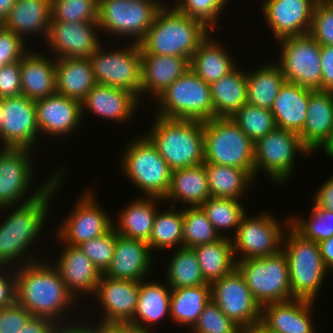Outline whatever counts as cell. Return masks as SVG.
I'll use <instances>...</instances> for the list:
<instances>
[{
	"label": "cell",
	"mask_w": 333,
	"mask_h": 333,
	"mask_svg": "<svg viewBox=\"0 0 333 333\" xmlns=\"http://www.w3.org/2000/svg\"><path fill=\"white\" fill-rule=\"evenodd\" d=\"M15 282L16 303L33 316L48 318L59 326L72 324L62 317L66 312L69 315L68 310L79 301L67 289L52 262L43 259L15 267Z\"/></svg>",
	"instance_id": "obj_1"
},
{
	"label": "cell",
	"mask_w": 333,
	"mask_h": 333,
	"mask_svg": "<svg viewBox=\"0 0 333 333\" xmlns=\"http://www.w3.org/2000/svg\"><path fill=\"white\" fill-rule=\"evenodd\" d=\"M63 176H65V173H59L39 196L27 203L18 205V207L16 205V208H13V211L7 214L6 219L0 224V266L12 267L13 265L14 267L20 260H22L20 265H17L21 266L22 264L23 266L41 260L35 258V256L30 257L26 253L29 252L28 250L31 247L33 250V244L37 237L39 239L41 237L40 233L44 231H41V229L45 227V222L48 221L46 218L50 210V202L54 199V194L59 191L62 185L61 182L64 180ZM24 255L29 257L25 258Z\"/></svg>",
	"instance_id": "obj_2"
},
{
	"label": "cell",
	"mask_w": 333,
	"mask_h": 333,
	"mask_svg": "<svg viewBox=\"0 0 333 333\" xmlns=\"http://www.w3.org/2000/svg\"><path fill=\"white\" fill-rule=\"evenodd\" d=\"M210 33L214 34L200 20L164 3L138 45L141 54L179 56L190 60Z\"/></svg>",
	"instance_id": "obj_3"
},
{
	"label": "cell",
	"mask_w": 333,
	"mask_h": 333,
	"mask_svg": "<svg viewBox=\"0 0 333 333\" xmlns=\"http://www.w3.org/2000/svg\"><path fill=\"white\" fill-rule=\"evenodd\" d=\"M150 126L145 135L171 170L204 163L202 121L165 118L155 114L154 122Z\"/></svg>",
	"instance_id": "obj_4"
},
{
	"label": "cell",
	"mask_w": 333,
	"mask_h": 333,
	"mask_svg": "<svg viewBox=\"0 0 333 333\" xmlns=\"http://www.w3.org/2000/svg\"><path fill=\"white\" fill-rule=\"evenodd\" d=\"M289 268L292 299L315 301L330 270L321 258L319 243L304 238L291 225L282 243Z\"/></svg>",
	"instance_id": "obj_5"
},
{
	"label": "cell",
	"mask_w": 333,
	"mask_h": 333,
	"mask_svg": "<svg viewBox=\"0 0 333 333\" xmlns=\"http://www.w3.org/2000/svg\"><path fill=\"white\" fill-rule=\"evenodd\" d=\"M119 165L123 174L142 192V197L164 199L168 193L172 170L155 145L144 134L127 143Z\"/></svg>",
	"instance_id": "obj_6"
},
{
	"label": "cell",
	"mask_w": 333,
	"mask_h": 333,
	"mask_svg": "<svg viewBox=\"0 0 333 333\" xmlns=\"http://www.w3.org/2000/svg\"><path fill=\"white\" fill-rule=\"evenodd\" d=\"M204 163L247 170L254 177V142L231 118L203 122Z\"/></svg>",
	"instance_id": "obj_7"
},
{
	"label": "cell",
	"mask_w": 333,
	"mask_h": 333,
	"mask_svg": "<svg viewBox=\"0 0 333 333\" xmlns=\"http://www.w3.org/2000/svg\"><path fill=\"white\" fill-rule=\"evenodd\" d=\"M157 115L165 118L208 121L214 118L210 84L190 68L176 79L159 97Z\"/></svg>",
	"instance_id": "obj_8"
},
{
	"label": "cell",
	"mask_w": 333,
	"mask_h": 333,
	"mask_svg": "<svg viewBox=\"0 0 333 333\" xmlns=\"http://www.w3.org/2000/svg\"><path fill=\"white\" fill-rule=\"evenodd\" d=\"M30 151L32 150L29 148L0 146V210L3 209L2 211L35 199L53 182L59 173L65 172L64 167L66 166L62 165V168L51 173V178L46 179V182L43 185L40 184V187L30 195L28 192L35 170L33 169L35 166H33L34 162H32Z\"/></svg>",
	"instance_id": "obj_9"
},
{
	"label": "cell",
	"mask_w": 333,
	"mask_h": 333,
	"mask_svg": "<svg viewBox=\"0 0 333 333\" xmlns=\"http://www.w3.org/2000/svg\"><path fill=\"white\" fill-rule=\"evenodd\" d=\"M236 269L261 307L292 299L288 262L282 250L263 258L236 261Z\"/></svg>",
	"instance_id": "obj_10"
},
{
	"label": "cell",
	"mask_w": 333,
	"mask_h": 333,
	"mask_svg": "<svg viewBox=\"0 0 333 333\" xmlns=\"http://www.w3.org/2000/svg\"><path fill=\"white\" fill-rule=\"evenodd\" d=\"M254 145V178L263 171L277 185L293 177L291 175L298 153L304 156L310 154L297 133L278 127L258 139Z\"/></svg>",
	"instance_id": "obj_11"
},
{
	"label": "cell",
	"mask_w": 333,
	"mask_h": 333,
	"mask_svg": "<svg viewBox=\"0 0 333 333\" xmlns=\"http://www.w3.org/2000/svg\"><path fill=\"white\" fill-rule=\"evenodd\" d=\"M165 1L98 0L97 23L100 32L139 43L151 27ZM135 38V39H134Z\"/></svg>",
	"instance_id": "obj_12"
},
{
	"label": "cell",
	"mask_w": 333,
	"mask_h": 333,
	"mask_svg": "<svg viewBox=\"0 0 333 333\" xmlns=\"http://www.w3.org/2000/svg\"><path fill=\"white\" fill-rule=\"evenodd\" d=\"M286 220L280 223L278 218L268 212L258 216H248L246 213L231 237L235 260L258 259L279 253L284 233L290 225V217Z\"/></svg>",
	"instance_id": "obj_13"
},
{
	"label": "cell",
	"mask_w": 333,
	"mask_h": 333,
	"mask_svg": "<svg viewBox=\"0 0 333 333\" xmlns=\"http://www.w3.org/2000/svg\"><path fill=\"white\" fill-rule=\"evenodd\" d=\"M103 44L88 57L96 84L132 92L141 103V49L131 43L111 51ZM105 50V51H104ZM107 50V52H106ZM109 50V52H108Z\"/></svg>",
	"instance_id": "obj_14"
},
{
	"label": "cell",
	"mask_w": 333,
	"mask_h": 333,
	"mask_svg": "<svg viewBox=\"0 0 333 333\" xmlns=\"http://www.w3.org/2000/svg\"><path fill=\"white\" fill-rule=\"evenodd\" d=\"M277 63L286 82L311 90H321V46L310 35L290 36L277 41Z\"/></svg>",
	"instance_id": "obj_15"
},
{
	"label": "cell",
	"mask_w": 333,
	"mask_h": 333,
	"mask_svg": "<svg viewBox=\"0 0 333 333\" xmlns=\"http://www.w3.org/2000/svg\"><path fill=\"white\" fill-rule=\"evenodd\" d=\"M84 192L72 211L60 222L55 238L58 243L78 247L88 240L105 235L113 228L112 217L98 204L93 188Z\"/></svg>",
	"instance_id": "obj_16"
},
{
	"label": "cell",
	"mask_w": 333,
	"mask_h": 333,
	"mask_svg": "<svg viewBox=\"0 0 333 333\" xmlns=\"http://www.w3.org/2000/svg\"><path fill=\"white\" fill-rule=\"evenodd\" d=\"M211 299L242 330L261 321V306L236 268L211 284Z\"/></svg>",
	"instance_id": "obj_17"
},
{
	"label": "cell",
	"mask_w": 333,
	"mask_h": 333,
	"mask_svg": "<svg viewBox=\"0 0 333 333\" xmlns=\"http://www.w3.org/2000/svg\"><path fill=\"white\" fill-rule=\"evenodd\" d=\"M98 31L97 22H58L51 19L45 44L55 59L88 58L103 44Z\"/></svg>",
	"instance_id": "obj_18"
},
{
	"label": "cell",
	"mask_w": 333,
	"mask_h": 333,
	"mask_svg": "<svg viewBox=\"0 0 333 333\" xmlns=\"http://www.w3.org/2000/svg\"><path fill=\"white\" fill-rule=\"evenodd\" d=\"M2 147L33 149L42 137L37 125L35 100L24 95L2 98ZM40 135V136H39Z\"/></svg>",
	"instance_id": "obj_19"
},
{
	"label": "cell",
	"mask_w": 333,
	"mask_h": 333,
	"mask_svg": "<svg viewBox=\"0 0 333 333\" xmlns=\"http://www.w3.org/2000/svg\"><path fill=\"white\" fill-rule=\"evenodd\" d=\"M298 135L310 154L322 148L333 159V92L310 89L307 117Z\"/></svg>",
	"instance_id": "obj_20"
},
{
	"label": "cell",
	"mask_w": 333,
	"mask_h": 333,
	"mask_svg": "<svg viewBox=\"0 0 333 333\" xmlns=\"http://www.w3.org/2000/svg\"><path fill=\"white\" fill-rule=\"evenodd\" d=\"M138 294L139 282L109 278L102 274L94 293L96 302L102 308L99 323L128 324L133 319Z\"/></svg>",
	"instance_id": "obj_21"
},
{
	"label": "cell",
	"mask_w": 333,
	"mask_h": 333,
	"mask_svg": "<svg viewBox=\"0 0 333 333\" xmlns=\"http://www.w3.org/2000/svg\"><path fill=\"white\" fill-rule=\"evenodd\" d=\"M319 0H263L262 11L276 41L309 34Z\"/></svg>",
	"instance_id": "obj_22"
},
{
	"label": "cell",
	"mask_w": 333,
	"mask_h": 333,
	"mask_svg": "<svg viewBox=\"0 0 333 333\" xmlns=\"http://www.w3.org/2000/svg\"><path fill=\"white\" fill-rule=\"evenodd\" d=\"M39 133L50 137L72 134L83 121L81 102L54 93L35 100Z\"/></svg>",
	"instance_id": "obj_23"
},
{
	"label": "cell",
	"mask_w": 333,
	"mask_h": 333,
	"mask_svg": "<svg viewBox=\"0 0 333 333\" xmlns=\"http://www.w3.org/2000/svg\"><path fill=\"white\" fill-rule=\"evenodd\" d=\"M152 257V251L146 241L117 234L113 258L103 275L140 282L152 272Z\"/></svg>",
	"instance_id": "obj_24"
},
{
	"label": "cell",
	"mask_w": 333,
	"mask_h": 333,
	"mask_svg": "<svg viewBox=\"0 0 333 333\" xmlns=\"http://www.w3.org/2000/svg\"><path fill=\"white\" fill-rule=\"evenodd\" d=\"M313 304L296 298L266 304L261 307L260 323L274 333H317L311 314Z\"/></svg>",
	"instance_id": "obj_25"
},
{
	"label": "cell",
	"mask_w": 333,
	"mask_h": 333,
	"mask_svg": "<svg viewBox=\"0 0 333 333\" xmlns=\"http://www.w3.org/2000/svg\"><path fill=\"white\" fill-rule=\"evenodd\" d=\"M62 248L63 250L58 259L54 261L53 266L57 269L67 289L79 301L80 296L94 295L102 275L100 271L78 247L63 244Z\"/></svg>",
	"instance_id": "obj_26"
},
{
	"label": "cell",
	"mask_w": 333,
	"mask_h": 333,
	"mask_svg": "<svg viewBox=\"0 0 333 333\" xmlns=\"http://www.w3.org/2000/svg\"><path fill=\"white\" fill-rule=\"evenodd\" d=\"M139 99L130 91L96 84L81 102L82 117L88 112L104 118V120L129 122L135 116Z\"/></svg>",
	"instance_id": "obj_27"
},
{
	"label": "cell",
	"mask_w": 333,
	"mask_h": 333,
	"mask_svg": "<svg viewBox=\"0 0 333 333\" xmlns=\"http://www.w3.org/2000/svg\"><path fill=\"white\" fill-rule=\"evenodd\" d=\"M189 59L179 56L141 54V97H159L189 67Z\"/></svg>",
	"instance_id": "obj_28"
},
{
	"label": "cell",
	"mask_w": 333,
	"mask_h": 333,
	"mask_svg": "<svg viewBox=\"0 0 333 333\" xmlns=\"http://www.w3.org/2000/svg\"><path fill=\"white\" fill-rule=\"evenodd\" d=\"M22 95L32 100L56 93L55 58L52 60L37 51H28L21 57Z\"/></svg>",
	"instance_id": "obj_29"
},
{
	"label": "cell",
	"mask_w": 333,
	"mask_h": 333,
	"mask_svg": "<svg viewBox=\"0 0 333 333\" xmlns=\"http://www.w3.org/2000/svg\"><path fill=\"white\" fill-rule=\"evenodd\" d=\"M51 19V0H16L1 24L23 41L25 36L34 33L46 40Z\"/></svg>",
	"instance_id": "obj_30"
},
{
	"label": "cell",
	"mask_w": 333,
	"mask_h": 333,
	"mask_svg": "<svg viewBox=\"0 0 333 333\" xmlns=\"http://www.w3.org/2000/svg\"><path fill=\"white\" fill-rule=\"evenodd\" d=\"M164 284L145 280L139 282L137 307L128 325L151 331V326L159 324L165 316L170 318L171 289L166 282Z\"/></svg>",
	"instance_id": "obj_31"
},
{
	"label": "cell",
	"mask_w": 333,
	"mask_h": 333,
	"mask_svg": "<svg viewBox=\"0 0 333 333\" xmlns=\"http://www.w3.org/2000/svg\"><path fill=\"white\" fill-rule=\"evenodd\" d=\"M309 98L310 89L285 82L270 109L276 126L299 134L307 117Z\"/></svg>",
	"instance_id": "obj_32"
},
{
	"label": "cell",
	"mask_w": 333,
	"mask_h": 333,
	"mask_svg": "<svg viewBox=\"0 0 333 333\" xmlns=\"http://www.w3.org/2000/svg\"><path fill=\"white\" fill-rule=\"evenodd\" d=\"M211 197L203 164L172 170L168 193L163 200L182 203L185 207L201 206ZM176 201V202H175ZM186 204V205H185Z\"/></svg>",
	"instance_id": "obj_33"
},
{
	"label": "cell",
	"mask_w": 333,
	"mask_h": 333,
	"mask_svg": "<svg viewBox=\"0 0 333 333\" xmlns=\"http://www.w3.org/2000/svg\"><path fill=\"white\" fill-rule=\"evenodd\" d=\"M56 93L82 102L96 85L88 58L55 59Z\"/></svg>",
	"instance_id": "obj_34"
},
{
	"label": "cell",
	"mask_w": 333,
	"mask_h": 333,
	"mask_svg": "<svg viewBox=\"0 0 333 333\" xmlns=\"http://www.w3.org/2000/svg\"><path fill=\"white\" fill-rule=\"evenodd\" d=\"M163 201L157 197H141L134 199L118 214L117 223L113 222L116 233L127 238L148 241L151 236L152 227L156 213L157 203Z\"/></svg>",
	"instance_id": "obj_35"
},
{
	"label": "cell",
	"mask_w": 333,
	"mask_h": 333,
	"mask_svg": "<svg viewBox=\"0 0 333 333\" xmlns=\"http://www.w3.org/2000/svg\"><path fill=\"white\" fill-rule=\"evenodd\" d=\"M247 70L236 67L210 84L214 118H231L247 103Z\"/></svg>",
	"instance_id": "obj_36"
},
{
	"label": "cell",
	"mask_w": 333,
	"mask_h": 333,
	"mask_svg": "<svg viewBox=\"0 0 333 333\" xmlns=\"http://www.w3.org/2000/svg\"><path fill=\"white\" fill-rule=\"evenodd\" d=\"M212 38L211 33L193 53L190 69L208 84L221 79L237 65L224 46Z\"/></svg>",
	"instance_id": "obj_37"
},
{
	"label": "cell",
	"mask_w": 333,
	"mask_h": 333,
	"mask_svg": "<svg viewBox=\"0 0 333 333\" xmlns=\"http://www.w3.org/2000/svg\"><path fill=\"white\" fill-rule=\"evenodd\" d=\"M203 165L211 197L240 200L255 181V178L244 169L212 163H203Z\"/></svg>",
	"instance_id": "obj_38"
},
{
	"label": "cell",
	"mask_w": 333,
	"mask_h": 333,
	"mask_svg": "<svg viewBox=\"0 0 333 333\" xmlns=\"http://www.w3.org/2000/svg\"><path fill=\"white\" fill-rule=\"evenodd\" d=\"M202 276L207 284L220 280L236 268L231 237H221L218 241L194 246Z\"/></svg>",
	"instance_id": "obj_39"
},
{
	"label": "cell",
	"mask_w": 333,
	"mask_h": 333,
	"mask_svg": "<svg viewBox=\"0 0 333 333\" xmlns=\"http://www.w3.org/2000/svg\"><path fill=\"white\" fill-rule=\"evenodd\" d=\"M272 62L247 71V103L269 110L286 82L278 61Z\"/></svg>",
	"instance_id": "obj_40"
},
{
	"label": "cell",
	"mask_w": 333,
	"mask_h": 333,
	"mask_svg": "<svg viewBox=\"0 0 333 333\" xmlns=\"http://www.w3.org/2000/svg\"><path fill=\"white\" fill-rule=\"evenodd\" d=\"M211 299V284L171 290L170 319L192 328Z\"/></svg>",
	"instance_id": "obj_41"
},
{
	"label": "cell",
	"mask_w": 333,
	"mask_h": 333,
	"mask_svg": "<svg viewBox=\"0 0 333 333\" xmlns=\"http://www.w3.org/2000/svg\"><path fill=\"white\" fill-rule=\"evenodd\" d=\"M170 257L165 280L171 290L207 284L193 248H176Z\"/></svg>",
	"instance_id": "obj_42"
},
{
	"label": "cell",
	"mask_w": 333,
	"mask_h": 333,
	"mask_svg": "<svg viewBox=\"0 0 333 333\" xmlns=\"http://www.w3.org/2000/svg\"><path fill=\"white\" fill-rule=\"evenodd\" d=\"M174 209L175 206L170 205L168 210L157 211L151 236L147 241L152 253L154 250L183 247V209Z\"/></svg>",
	"instance_id": "obj_43"
},
{
	"label": "cell",
	"mask_w": 333,
	"mask_h": 333,
	"mask_svg": "<svg viewBox=\"0 0 333 333\" xmlns=\"http://www.w3.org/2000/svg\"><path fill=\"white\" fill-rule=\"evenodd\" d=\"M241 202L237 199L210 197L201 207L219 235L228 237V234L226 235L221 231L226 232L227 229L229 231L233 229L232 231L235 234L243 216L248 211Z\"/></svg>",
	"instance_id": "obj_44"
},
{
	"label": "cell",
	"mask_w": 333,
	"mask_h": 333,
	"mask_svg": "<svg viewBox=\"0 0 333 333\" xmlns=\"http://www.w3.org/2000/svg\"><path fill=\"white\" fill-rule=\"evenodd\" d=\"M221 237L201 206L183 208V247L213 243Z\"/></svg>",
	"instance_id": "obj_45"
},
{
	"label": "cell",
	"mask_w": 333,
	"mask_h": 333,
	"mask_svg": "<svg viewBox=\"0 0 333 333\" xmlns=\"http://www.w3.org/2000/svg\"><path fill=\"white\" fill-rule=\"evenodd\" d=\"M231 119L254 143L277 127L269 109L249 103L243 105Z\"/></svg>",
	"instance_id": "obj_46"
},
{
	"label": "cell",
	"mask_w": 333,
	"mask_h": 333,
	"mask_svg": "<svg viewBox=\"0 0 333 333\" xmlns=\"http://www.w3.org/2000/svg\"><path fill=\"white\" fill-rule=\"evenodd\" d=\"M309 219L300 216L290 217V225L304 238L321 242L333 235V212L321 209L313 204Z\"/></svg>",
	"instance_id": "obj_47"
},
{
	"label": "cell",
	"mask_w": 333,
	"mask_h": 333,
	"mask_svg": "<svg viewBox=\"0 0 333 333\" xmlns=\"http://www.w3.org/2000/svg\"><path fill=\"white\" fill-rule=\"evenodd\" d=\"M98 0H51L52 20L97 22Z\"/></svg>",
	"instance_id": "obj_48"
},
{
	"label": "cell",
	"mask_w": 333,
	"mask_h": 333,
	"mask_svg": "<svg viewBox=\"0 0 333 333\" xmlns=\"http://www.w3.org/2000/svg\"><path fill=\"white\" fill-rule=\"evenodd\" d=\"M174 6L185 15L203 22L213 32L229 0H174Z\"/></svg>",
	"instance_id": "obj_49"
},
{
	"label": "cell",
	"mask_w": 333,
	"mask_h": 333,
	"mask_svg": "<svg viewBox=\"0 0 333 333\" xmlns=\"http://www.w3.org/2000/svg\"><path fill=\"white\" fill-rule=\"evenodd\" d=\"M193 333H241L242 329L228 318L210 299L197 322L191 328Z\"/></svg>",
	"instance_id": "obj_50"
},
{
	"label": "cell",
	"mask_w": 333,
	"mask_h": 333,
	"mask_svg": "<svg viewBox=\"0 0 333 333\" xmlns=\"http://www.w3.org/2000/svg\"><path fill=\"white\" fill-rule=\"evenodd\" d=\"M117 233L112 228L105 235L88 240L78 248L93 262L95 267L103 274L109 267L115 252Z\"/></svg>",
	"instance_id": "obj_51"
},
{
	"label": "cell",
	"mask_w": 333,
	"mask_h": 333,
	"mask_svg": "<svg viewBox=\"0 0 333 333\" xmlns=\"http://www.w3.org/2000/svg\"><path fill=\"white\" fill-rule=\"evenodd\" d=\"M309 34L320 46H333V6L328 0L316 3Z\"/></svg>",
	"instance_id": "obj_52"
},
{
	"label": "cell",
	"mask_w": 333,
	"mask_h": 333,
	"mask_svg": "<svg viewBox=\"0 0 333 333\" xmlns=\"http://www.w3.org/2000/svg\"><path fill=\"white\" fill-rule=\"evenodd\" d=\"M26 42L0 23V59L5 64L20 61L28 51Z\"/></svg>",
	"instance_id": "obj_53"
},
{
	"label": "cell",
	"mask_w": 333,
	"mask_h": 333,
	"mask_svg": "<svg viewBox=\"0 0 333 333\" xmlns=\"http://www.w3.org/2000/svg\"><path fill=\"white\" fill-rule=\"evenodd\" d=\"M33 315L23 306L14 305L0 309V333H18Z\"/></svg>",
	"instance_id": "obj_54"
},
{
	"label": "cell",
	"mask_w": 333,
	"mask_h": 333,
	"mask_svg": "<svg viewBox=\"0 0 333 333\" xmlns=\"http://www.w3.org/2000/svg\"><path fill=\"white\" fill-rule=\"evenodd\" d=\"M20 95H22L20 61H15L0 69V98Z\"/></svg>",
	"instance_id": "obj_55"
},
{
	"label": "cell",
	"mask_w": 333,
	"mask_h": 333,
	"mask_svg": "<svg viewBox=\"0 0 333 333\" xmlns=\"http://www.w3.org/2000/svg\"><path fill=\"white\" fill-rule=\"evenodd\" d=\"M11 269L12 267L0 266V309L16 303L15 267L12 271Z\"/></svg>",
	"instance_id": "obj_56"
},
{
	"label": "cell",
	"mask_w": 333,
	"mask_h": 333,
	"mask_svg": "<svg viewBox=\"0 0 333 333\" xmlns=\"http://www.w3.org/2000/svg\"><path fill=\"white\" fill-rule=\"evenodd\" d=\"M321 55V90L333 92V46L322 45Z\"/></svg>",
	"instance_id": "obj_57"
},
{
	"label": "cell",
	"mask_w": 333,
	"mask_h": 333,
	"mask_svg": "<svg viewBox=\"0 0 333 333\" xmlns=\"http://www.w3.org/2000/svg\"><path fill=\"white\" fill-rule=\"evenodd\" d=\"M313 204L321 209L333 212V176L320 185L313 196Z\"/></svg>",
	"instance_id": "obj_58"
},
{
	"label": "cell",
	"mask_w": 333,
	"mask_h": 333,
	"mask_svg": "<svg viewBox=\"0 0 333 333\" xmlns=\"http://www.w3.org/2000/svg\"><path fill=\"white\" fill-rule=\"evenodd\" d=\"M58 327L48 318L32 316L18 333H56Z\"/></svg>",
	"instance_id": "obj_59"
},
{
	"label": "cell",
	"mask_w": 333,
	"mask_h": 333,
	"mask_svg": "<svg viewBox=\"0 0 333 333\" xmlns=\"http://www.w3.org/2000/svg\"><path fill=\"white\" fill-rule=\"evenodd\" d=\"M94 324L92 323L90 327L95 333H133V326L128 324H105L99 322L97 325L96 323Z\"/></svg>",
	"instance_id": "obj_60"
},
{
	"label": "cell",
	"mask_w": 333,
	"mask_h": 333,
	"mask_svg": "<svg viewBox=\"0 0 333 333\" xmlns=\"http://www.w3.org/2000/svg\"><path fill=\"white\" fill-rule=\"evenodd\" d=\"M321 258L325 266L330 270L333 274V235L319 242Z\"/></svg>",
	"instance_id": "obj_61"
},
{
	"label": "cell",
	"mask_w": 333,
	"mask_h": 333,
	"mask_svg": "<svg viewBox=\"0 0 333 333\" xmlns=\"http://www.w3.org/2000/svg\"><path fill=\"white\" fill-rule=\"evenodd\" d=\"M79 322V323H78ZM72 321V324L62 325L58 327L56 333H95L94 330L90 327V324L87 325L83 322L80 324V321ZM75 323V324H74Z\"/></svg>",
	"instance_id": "obj_62"
},
{
	"label": "cell",
	"mask_w": 333,
	"mask_h": 333,
	"mask_svg": "<svg viewBox=\"0 0 333 333\" xmlns=\"http://www.w3.org/2000/svg\"><path fill=\"white\" fill-rule=\"evenodd\" d=\"M15 3L16 0H0V23L5 19Z\"/></svg>",
	"instance_id": "obj_63"
},
{
	"label": "cell",
	"mask_w": 333,
	"mask_h": 333,
	"mask_svg": "<svg viewBox=\"0 0 333 333\" xmlns=\"http://www.w3.org/2000/svg\"><path fill=\"white\" fill-rule=\"evenodd\" d=\"M241 333H274L268 330L261 323L254 324L249 328L243 329Z\"/></svg>",
	"instance_id": "obj_64"
},
{
	"label": "cell",
	"mask_w": 333,
	"mask_h": 333,
	"mask_svg": "<svg viewBox=\"0 0 333 333\" xmlns=\"http://www.w3.org/2000/svg\"><path fill=\"white\" fill-rule=\"evenodd\" d=\"M2 121H3V104H2V98H0V132H1Z\"/></svg>",
	"instance_id": "obj_65"
},
{
	"label": "cell",
	"mask_w": 333,
	"mask_h": 333,
	"mask_svg": "<svg viewBox=\"0 0 333 333\" xmlns=\"http://www.w3.org/2000/svg\"><path fill=\"white\" fill-rule=\"evenodd\" d=\"M153 330H138V329H136L134 326H133V333H154V332H152Z\"/></svg>",
	"instance_id": "obj_66"
},
{
	"label": "cell",
	"mask_w": 333,
	"mask_h": 333,
	"mask_svg": "<svg viewBox=\"0 0 333 333\" xmlns=\"http://www.w3.org/2000/svg\"><path fill=\"white\" fill-rule=\"evenodd\" d=\"M6 64L4 62L1 61L0 59V69H2Z\"/></svg>",
	"instance_id": "obj_67"
},
{
	"label": "cell",
	"mask_w": 333,
	"mask_h": 333,
	"mask_svg": "<svg viewBox=\"0 0 333 333\" xmlns=\"http://www.w3.org/2000/svg\"><path fill=\"white\" fill-rule=\"evenodd\" d=\"M132 1H158V0H132Z\"/></svg>",
	"instance_id": "obj_68"
},
{
	"label": "cell",
	"mask_w": 333,
	"mask_h": 333,
	"mask_svg": "<svg viewBox=\"0 0 333 333\" xmlns=\"http://www.w3.org/2000/svg\"><path fill=\"white\" fill-rule=\"evenodd\" d=\"M330 3H331V5L333 6V0H328Z\"/></svg>",
	"instance_id": "obj_69"
}]
</instances>
